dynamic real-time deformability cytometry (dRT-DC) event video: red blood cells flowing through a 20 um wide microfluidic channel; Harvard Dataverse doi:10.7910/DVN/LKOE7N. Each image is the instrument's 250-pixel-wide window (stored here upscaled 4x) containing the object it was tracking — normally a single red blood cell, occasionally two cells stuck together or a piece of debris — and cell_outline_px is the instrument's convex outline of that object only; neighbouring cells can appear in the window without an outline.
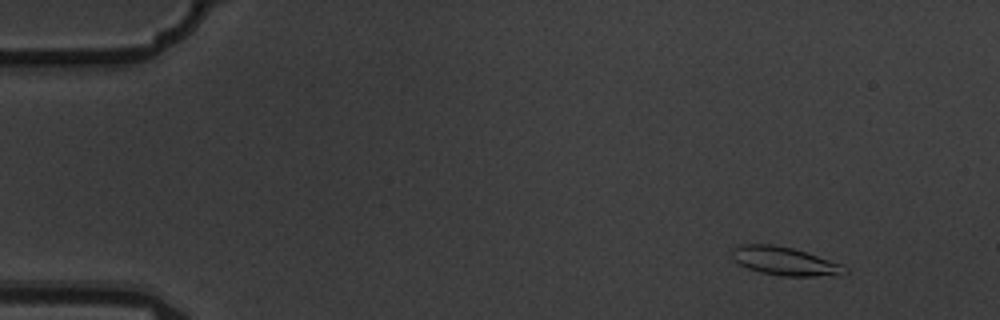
{"species": "common noctule bat (a hibernating species)", "species_latin": "Nyctalus noctula", "temperature_condition": "warm", "stored_images_in_passage": 8, "camera_frame_rate_fps": 3000, "um_per_image_px": 0.085, "animal": {"sex": "male", "body_mass_g": 19.5, "forearm_length_mm": 54.6}, "frame": {"image": 1, "passage_image": 2, "time_ms": 0.333, "image_size_px": [1000, 320], "cell_outline_px": [[848, 272], [840, 276], [784, 276], [760, 272], [748, 268], [732, 260], [732, 248], [740, 244], [772, 244], [792, 248], [844, 264], [848, 268]], "centroid_in_image_um": [66.75, 22.2], "position_along_channel_um": 18.3, "area_um2": 18.9}}
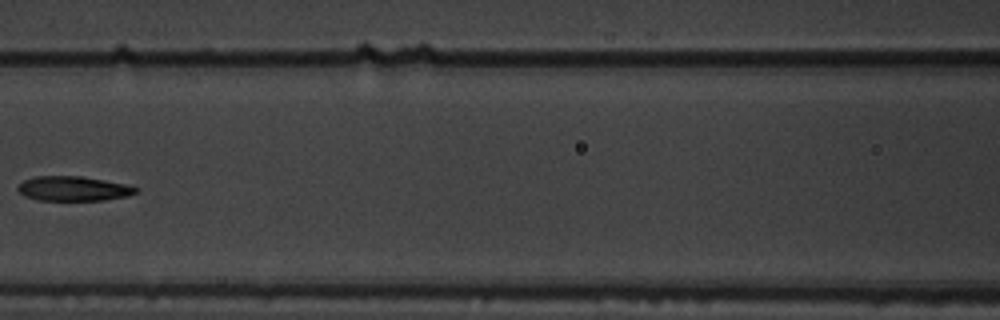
{"frame": {"image": 2, "passage_image": 7, "time_ms": 2.0, "image_size_px": [1000, 320], "cell_outline_px": [[140, 192], [128, 196], [104, 200], [36, 200], [24, 196], [16, 188], [24, 180], [36, 176], [80, 176], [128, 184], [140, 188]], "centroid_in_image_um": [6.29, 16.03], "position_along_channel_um": 160.3, "area_um2": 17.11}}
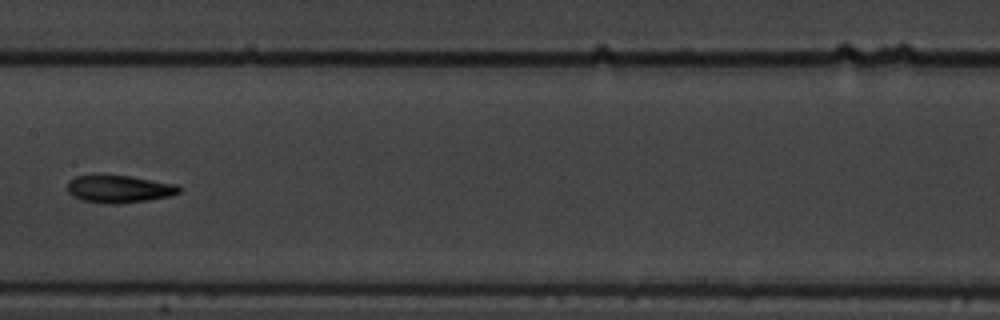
{"frame": {"image": 3, "passage_image": 8, "time_ms": 2.333, "image_size_px": [1000, 320], "cell_outline_px": [[180, 192], [172, 196], [148, 200], [120, 204], [104, 204], [80, 200], [72, 196], [68, 192], [68, 180], [76, 176], [128, 176], [176, 184], [180, 188]], "centroid_in_image_um": [10.11, 16.09], "position_along_channel_um": 197.3, "area_um2": 17.86}}